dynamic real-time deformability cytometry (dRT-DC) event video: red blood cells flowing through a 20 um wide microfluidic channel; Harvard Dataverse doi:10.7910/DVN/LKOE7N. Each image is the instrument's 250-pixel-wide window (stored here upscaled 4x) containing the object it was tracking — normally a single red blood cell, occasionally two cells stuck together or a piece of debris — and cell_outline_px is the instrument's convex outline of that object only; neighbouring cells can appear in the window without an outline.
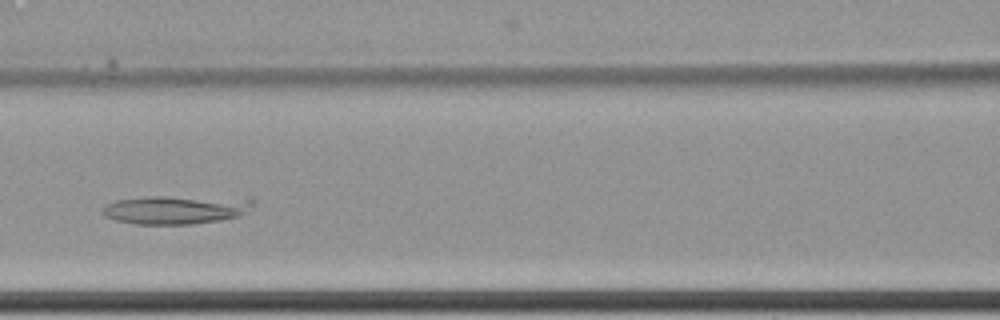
{"species": "common noctule bat (a hibernating species)", "species_latin": "Nyctalus noctula", "temperature_condition": "cold", "stored_images_in_passage": 10, "camera_frame_rate_fps": 3000, "um_per_image_px": 0.085, "animal": {"sex": "female", "body_mass_g": 22.7, "forearm_length_mm": 54.2}, "frame": {"image": 1, "passage_image": 10, "time_ms": 3.0, "image_size_px": [1000, 320], "cell_outline_px": [[256, 204], [240, 216], [220, 220], [192, 224], [136, 224], [116, 220], [104, 216], [100, 212], [100, 208], [104, 204], [116, 200], [148, 196], [164, 196], [256, 200]], "centroid_in_image_um": [14.85, 17.83], "position_along_channel_um": 151.7, "area_um2": 24.97}}